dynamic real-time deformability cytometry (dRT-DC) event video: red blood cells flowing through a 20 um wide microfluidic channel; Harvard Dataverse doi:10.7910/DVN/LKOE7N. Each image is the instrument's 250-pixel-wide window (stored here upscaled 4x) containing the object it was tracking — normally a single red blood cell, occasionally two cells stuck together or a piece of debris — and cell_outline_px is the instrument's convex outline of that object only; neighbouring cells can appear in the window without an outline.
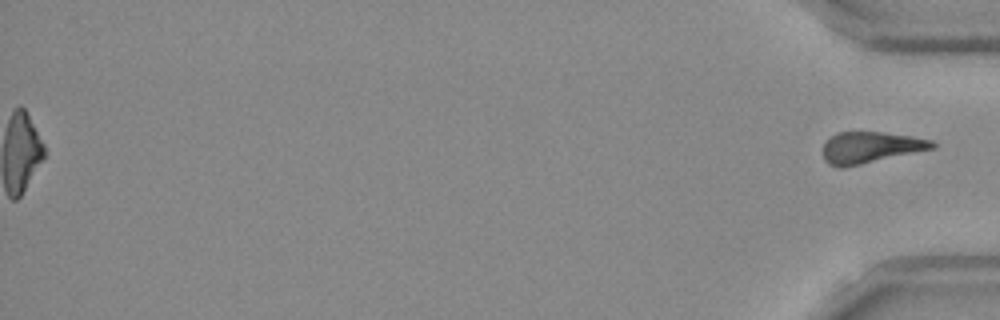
{"species": "Egyptian fruit bat (a non-hibernating species)", "species_latin": "Rousettus aegyptiacus", "temperature_condition": "room temperature", "stored_images_in_passage": 40, "segment_of_instrument_passage": [2, 2], "camera_frame_rate_fps": 3000, "um_per_image_px": 0.085, "frame": {"image": 1, "passage_image": 40, "time_ms": 13.0, "image_size_px": [1000, 320], "cell_outline_px": [[936, 148], [860, 164], [840, 168], [828, 164], [824, 160], [824, 140], [836, 132], [880, 132], [912, 136], [932, 140], [936, 144]], "centroid_in_image_um": [73.97, 12.52], "position_along_channel_um": 361.2, "area_um2": 19.94}}